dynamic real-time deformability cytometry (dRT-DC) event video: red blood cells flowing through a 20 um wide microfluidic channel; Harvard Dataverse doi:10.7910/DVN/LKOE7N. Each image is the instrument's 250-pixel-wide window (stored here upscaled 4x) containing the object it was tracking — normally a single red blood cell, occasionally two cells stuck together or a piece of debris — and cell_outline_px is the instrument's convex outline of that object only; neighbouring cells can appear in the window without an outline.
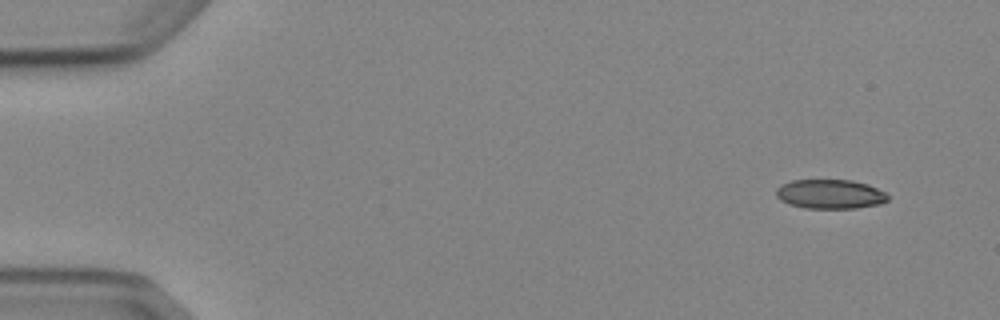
{"species": "Egyptian fruit bat (a non-hibernating species)", "species_latin": "Rousettus aegyptiacus", "temperature_condition": "cold", "stored_images_in_passage": 6, "camera_frame_rate_fps": 3000, "um_per_image_px": 0.085, "animal": {"sex": "female"}, "frame": {"image": 1, "passage_image": 1, "time_ms": 0.0, "image_size_px": [1000, 320], "cell_outline_px": [[888, 200], [880, 204], [856, 208], [804, 208], [788, 204], [780, 200], [776, 196], [776, 188], [780, 184], [792, 180], [852, 180], [868, 184], [888, 192]], "centroid_in_image_um": [70.57, 16.49], "position_along_channel_um": 14.4, "area_um2": 19.36}}
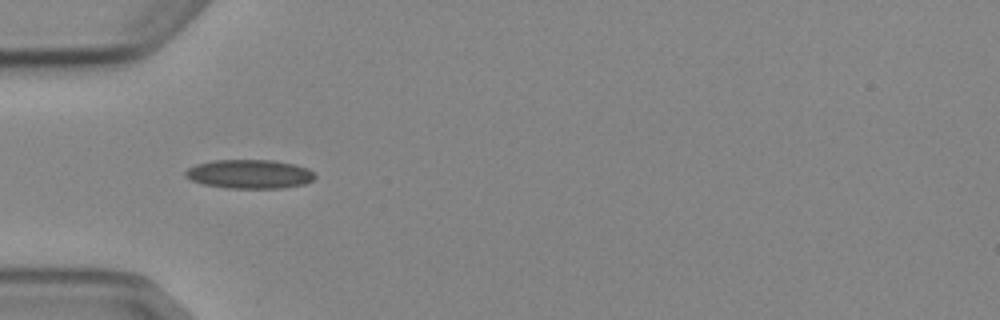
{"frame": {"image": 2, "passage_image": 4, "time_ms": 4.333, "image_size_px": [1000, 320], "cell_outline_px": [[316, 176], [312, 180], [304, 184], [284, 188], [224, 188], [204, 184], [192, 180], [184, 176], [184, 172], [188, 168], [196, 164], [212, 160], [272, 160], [292, 164], [308, 168]], "centroid_in_image_um": [21.19, 14.8], "position_along_channel_um": 63.8, "area_um2": 21.85}}
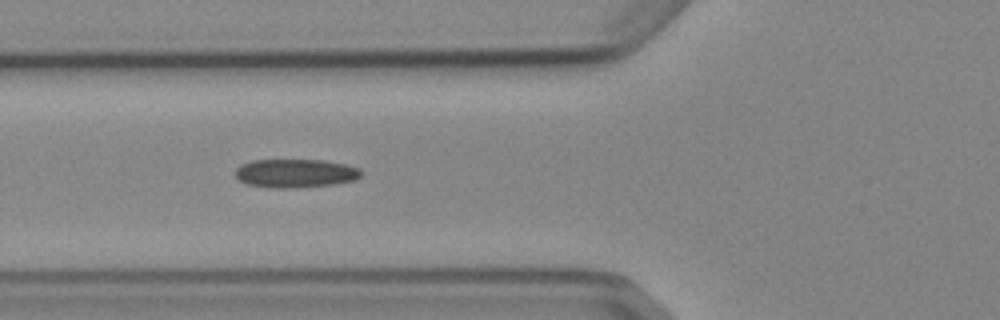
{"frame": {"image": 3, "passage_image": 5, "time_ms": 5.333, "image_size_px": [1000, 320], "cell_outline_px": [[360, 176], [356, 180], [332, 184], [296, 188], [272, 188], [248, 184], [240, 180], [236, 176], [236, 168], [240, 164], [252, 160], [324, 160], [348, 164], [360, 168]], "centroid_in_image_um": [25.12, 14.72], "position_along_channel_um": 100.7, "area_um2": 21.04}}